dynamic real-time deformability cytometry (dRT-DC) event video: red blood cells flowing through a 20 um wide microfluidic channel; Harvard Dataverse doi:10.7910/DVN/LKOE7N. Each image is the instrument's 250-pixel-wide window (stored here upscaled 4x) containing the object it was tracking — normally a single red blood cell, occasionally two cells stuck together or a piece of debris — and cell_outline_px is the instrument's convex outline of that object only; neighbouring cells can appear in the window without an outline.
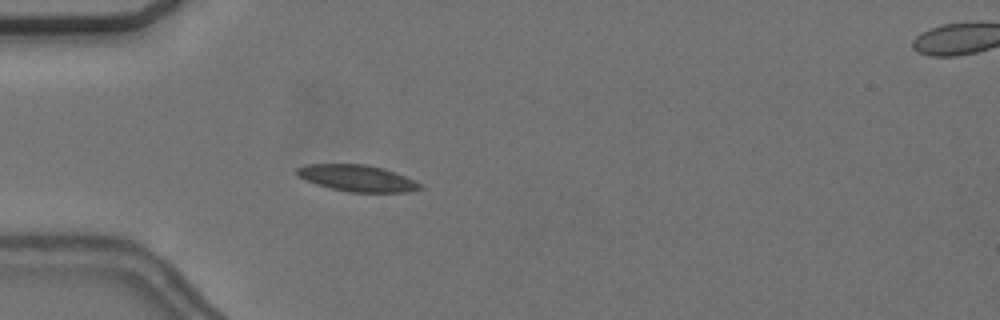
{"species": "common noctule bat (a hibernating species)", "species_latin": "Nyctalus noctula", "temperature_condition": "cold", "stored_images_in_passage": 5, "camera_frame_rate_fps": 3000, "um_per_image_px": 0.085, "animal": {"sex": "female", "body_mass_g": 24.6, "forearm_length_mm": 56.2}, "frame": {"image": 1, "passage_image": 4, "time_ms": 4.333, "image_size_px": [1000, 320], "cell_outline_px": [[424, 188], [408, 192], [348, 192], [316, 184], [304, 180], [296, 172], [296, 168], [308, 164], [364, 164], [384, 168], [404, 176], [420, 184]], "centroid_in_image_um": [30.35, 15.14], "position_along_channel_um": 54.7, "area_um2": 18.84}}